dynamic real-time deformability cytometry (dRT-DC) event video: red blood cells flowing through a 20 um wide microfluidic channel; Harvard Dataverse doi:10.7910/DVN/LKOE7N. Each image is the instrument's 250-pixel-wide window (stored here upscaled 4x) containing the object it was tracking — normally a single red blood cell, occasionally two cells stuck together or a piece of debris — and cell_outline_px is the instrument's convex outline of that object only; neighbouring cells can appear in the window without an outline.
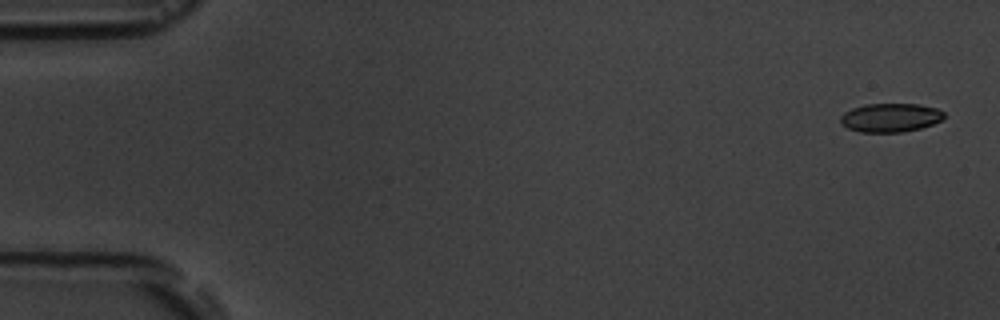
{"species": "common noctule bat (a hibernating species)", "species_latin": "Nyctalus noctula", "temperature_condition": "room temperature", "stored_images_in_passage": 4, "camera_frame_rate_fps": 3000, "um_per_image_px": 0.085, "animal": {"sex": "male", "body_mass_g": 19.5, "forearm_length_mm": 54.6}, "frame": {"image": 1, "passage_image": 1, "time_ms": 0.0, "image_size_px": [1000, 320], "cell_outline_px": [[944, 116], [940, 120], [932, 124], [920, 128], [900, 132], [860, 132], [848, 128], [840, 120], [840, 116], [844, 112], [852, 108], [864, 104], [920, 104], [936, 108], [944, 112]], "centroid_in_image_um": [75.67, 9.99], "position_along_channel_um": 9.3, "area_um2": 17.22}}
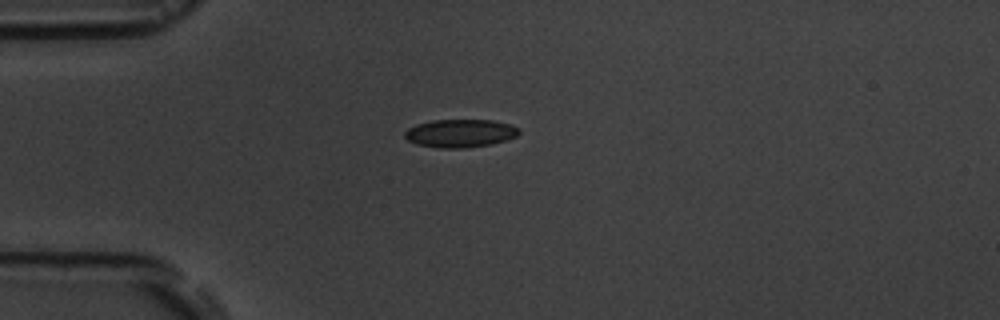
{"frame": {"image": 2, "passage_image": 4, "time_ms": 4.333, "image_size_px": [1000, 320], "cell_outline_px": [[520, 132], [516, 136], [492, 144], [464, 148], [440, 148], [416, 144], [408, 140], [404, 136], [404, 132], [408, 128], [416, 124], [432, 120], [492, 120], [512, 124], [520, 128]], "centroid_in_image_um": [39.12, 11.32], "position_along_channel_um": 45.9, "area_um2": 18.79}}